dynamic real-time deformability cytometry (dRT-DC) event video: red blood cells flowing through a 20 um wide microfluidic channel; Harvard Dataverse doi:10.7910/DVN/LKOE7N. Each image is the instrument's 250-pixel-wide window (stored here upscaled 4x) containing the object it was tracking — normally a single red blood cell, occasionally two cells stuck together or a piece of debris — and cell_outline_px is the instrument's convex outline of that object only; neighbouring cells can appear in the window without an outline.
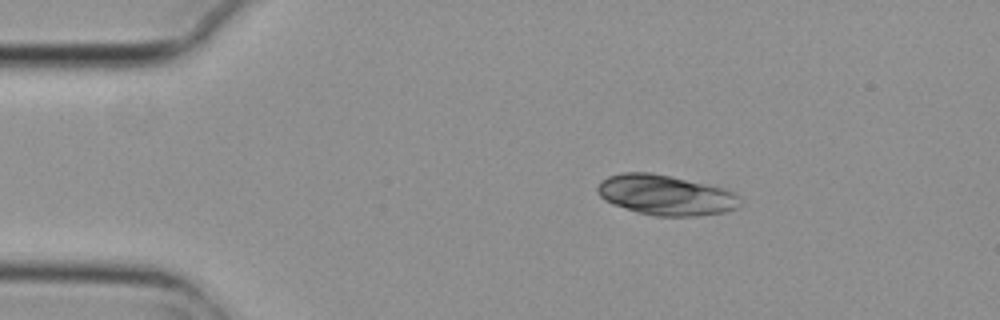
{"species": "common noctule bat (a hibernating species)", "species_latin": "Nyctalus noctula", "temperature_condition": "cold", "stored_images_in_passage": 9, "segment_of_instrument_passage": [1, 2], "camera_frame_rate_fps": 3000, "um_per_image_px": 0.085, "animal": {"sex": "female", "body_mass_g": 29.2, "forearm_length_mm": 56.3}, "frame": {"image": 1, "passage_image": 1, "time_ms": 0.0, "image_size_px": [1000, 320], "cell_outline_px": [[744, 204], [736, 208], [724, 212], [696, 216], [656, 216], [636, 212], [612, 204], [604, 200], [600, 196], [596, 188], [600, 180], [608, 176], [624, 172], [652, 172], [704, 184], [736, 192], [740, 196]], "centroid_in_image_um": [56.58, 16.59], "position_along_channel_um": 28.4, "area_um2": 33.52}}